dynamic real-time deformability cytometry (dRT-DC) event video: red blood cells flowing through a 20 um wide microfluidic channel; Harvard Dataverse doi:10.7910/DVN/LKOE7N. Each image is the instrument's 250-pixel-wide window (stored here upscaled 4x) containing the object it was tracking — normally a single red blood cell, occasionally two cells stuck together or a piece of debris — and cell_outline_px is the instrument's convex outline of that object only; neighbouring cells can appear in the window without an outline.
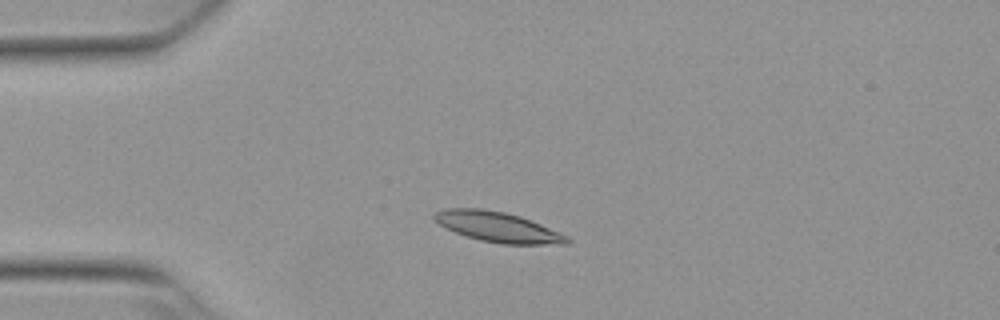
{"species": "Egyptian fruit bat (a non-hibernating species)", "species_latin": "Rousettus aegyptiacus", "temperature_condition": "warm", "stored_images_in_passage": 41, "camera_frame_rate_fps": 3000, "um_per_image_px": 0.085, "animal": {"sex": "female"}, "frame": {"image": 1, "passage_image": 10, "time_ms": 3.0, "image_size_px": [1000, 320], "cell_outline_px": [[572, 240], [568, 244], [500, 244], [480, 240], [456, 232], [432, 220], [432, 216], [436, 212], [444, 208], [480, 208], [504, 212], [520, 216], [540, 224], [568, 236]], "centroid_in_image_um": [42.31, 19.29], "position_along_channel_um": 42.7, "area_um2": 23.18}}
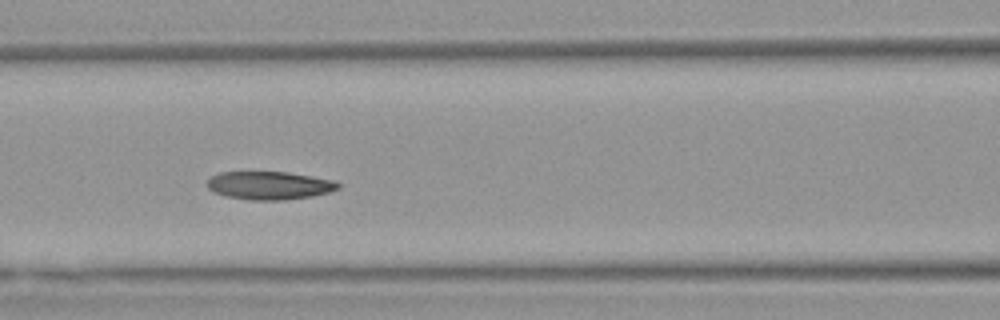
{"frame": {"image": 2, "passage_image": 20, "time_ms": 6.333, "image_size_px": [1000, 320], "cell_outline_px": [[340, 188], [328, 192], [312, 196], [284, 200], [252, 200], [224, 196], [212, 192], [208, 188], [208, 180], [212, 176], [220, 172], [288, 172], [336, 180], [340, 184]], "centroid_in_image_um": [22.91, 15.76], "position_along_channel_um": 143.7, "area_um2": 21.56}}
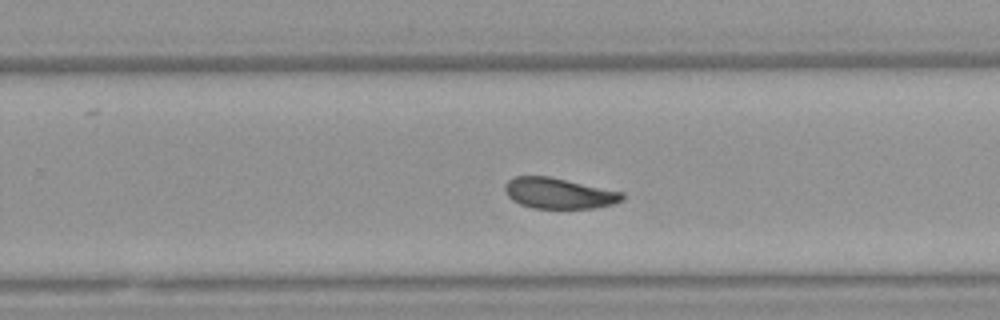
{"frame": {"image": 3, "passage_image": 31, "time_ms": 10.0, "image_size_px": [1000, 320], "cell_outline_px": [[624, 200], [612, 204], [596, 208], [532, 208], [520, 204], [512, 200], [508, 196], [504, 188], [504, 184], [508, 180], [516, 176], [548, 176], [624, 192]], "centroid_in_image_um": [47.5, 16.43], "position_along_channel_um": 282.3, "area_um2": 21.04}, "authors_computed_cell_mechanics": {"area_um2": 21.8484, "velocity_mm_per_s": 3.7944, "shape_relaxation_time_tau1_ms": 6.9441, "shape_relaxation_time_tau2_ms": 3.2517, "deformation_change_tau1": 0.1496, "deformation_change_tau2": 0.0874}}